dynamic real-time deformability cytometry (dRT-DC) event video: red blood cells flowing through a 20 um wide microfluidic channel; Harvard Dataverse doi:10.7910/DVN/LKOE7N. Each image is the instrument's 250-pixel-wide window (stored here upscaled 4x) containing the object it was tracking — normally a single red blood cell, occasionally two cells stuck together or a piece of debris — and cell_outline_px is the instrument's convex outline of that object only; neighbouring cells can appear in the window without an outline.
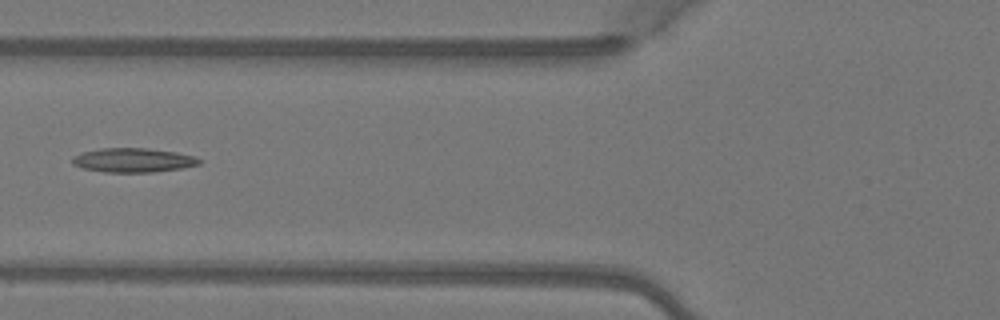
{"species": "Egyptian fruit bat (a non-hibernating species)", "species_latin": "Rousettus aegyptiacus", "temperature_condition": "warm", "stored_images_in_passage": 6, "camera_frame_rate_fps": 3000, "um_per_image_px": 0.085, "animal": {"sex": "female"}, "frame": {"image": 1, "passage_image": 6, "time_ms": 1.667, "image_size_px": [1000, 320], "cell_outline_px": [[200, 164], [184, 168], [152, 172], [104, 172], [84, 168], [72, 164], [72, 156], [80, 152], [100, 148], [148, 148], [176, 152], [196, 156], [200, 160]], "centroid_in_image_um": [11.31, 13.61], "position_along_channel_um": 114.5, "area_um2": 18.03}}